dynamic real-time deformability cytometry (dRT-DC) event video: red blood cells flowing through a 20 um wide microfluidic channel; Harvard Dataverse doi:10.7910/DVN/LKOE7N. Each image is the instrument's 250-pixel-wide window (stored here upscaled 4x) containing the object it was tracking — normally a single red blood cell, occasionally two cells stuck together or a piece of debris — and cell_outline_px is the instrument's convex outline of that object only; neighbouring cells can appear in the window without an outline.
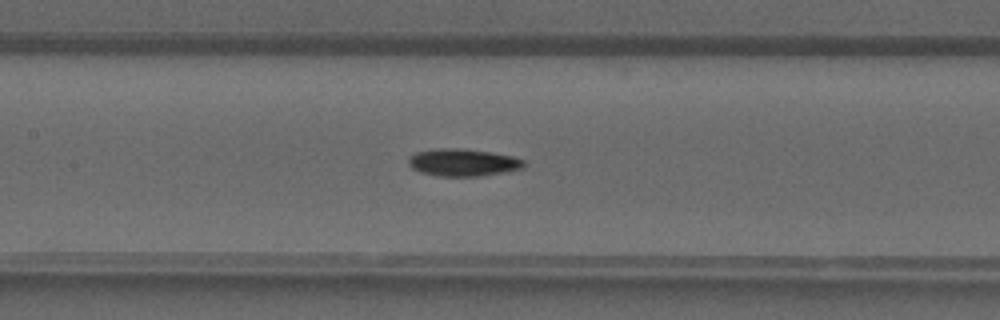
{"species": "common noctule bat (a hibernating species)", "species_latin": "Nyctalus noctula", "temperature_condition": "warm", "stored_images_in_passage": 41, "camera_frame_rate_fps": 3000, "um_per_image_px": 0.085, "animal": {"sex": "male", "forearm_length_mm": 52.5}, "frame": {"image": 1, "passage_image": 20, "time_ms": 6.333, "image_size_px": [1000, 320], "cell_outline_px": [[524, 168], [504, 172], [480, 176], [440, 176], [420, 172], [412, 168], [408, 164], [408, 160], [416, 152], [432, 148], [456, 148], [492, 152], [512, 156], [524, 160]], "centroid_in_image_um": [39.35, 13.8], "position_along_channel_um": 168.1, "area_um2": 18.38}}
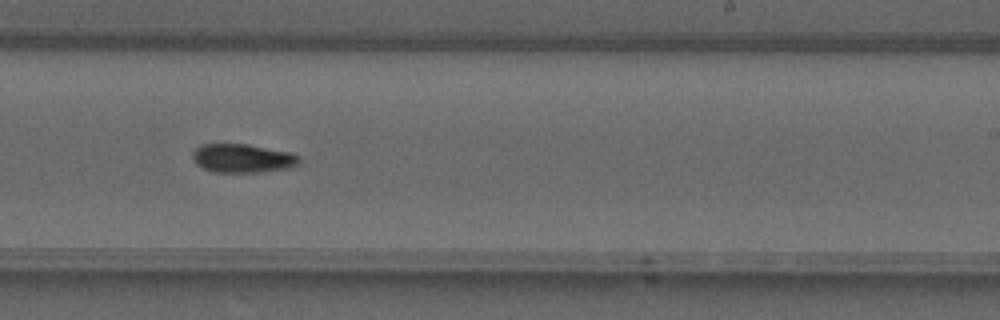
{"frame": {"image": 2, "passage_image": 26, "time_ms": 8.333, "image_size_px": [1000, 320], "cell_outline_px": [[300, 164], [292, 168], [260, 172], [212, 172], [196, 164], [192, 156], [192, 152], [200, 144], [248, 144], [288, 152], [300, 156]], "centroid_in_image_um": [20.63, 13.46], "position_along_channel_um": 268.4, "area_um2": 17.98}}
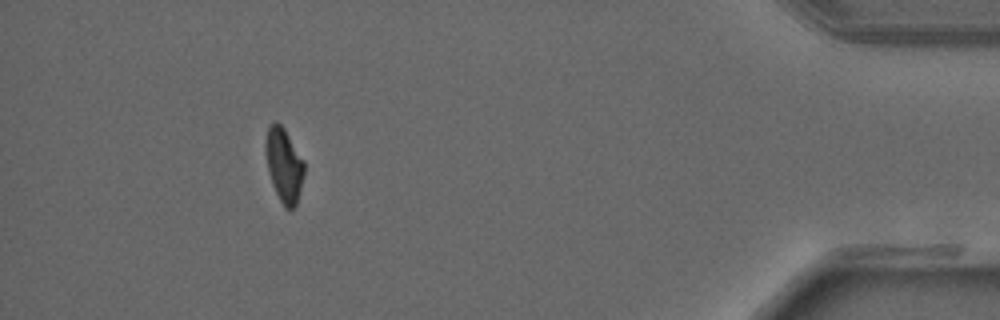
{"frame": {"image": 3, "passage_image": 38, "time_ms": 12.333, "image_size_px": [1000, 320], "cell_outline_px": [[304, 172], [296, 204], [292, 208], [284, 208], [272, 184], [268, 168], [268, 128], [276, 120], [284, 128], [304, 160]], "centroid_in_image_um": [24.18, 14.06], "position_along_channel_um": 411.0, "area_um2": 15.78}}